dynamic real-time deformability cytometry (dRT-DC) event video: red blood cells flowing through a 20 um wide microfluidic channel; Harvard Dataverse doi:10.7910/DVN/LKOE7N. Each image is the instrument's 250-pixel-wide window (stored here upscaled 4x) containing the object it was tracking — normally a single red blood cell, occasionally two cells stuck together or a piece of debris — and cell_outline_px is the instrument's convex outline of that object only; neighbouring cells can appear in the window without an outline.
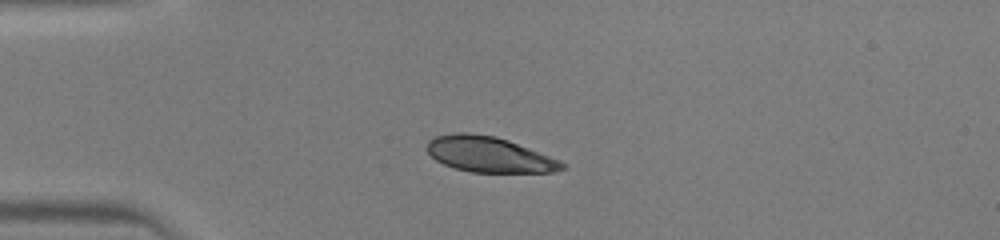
{"species": "human", "species_latin": "Homo sapiens", "temperature_condition": "warm", "stored_images_in_passage": 35, "camera_frame_rate_fps": 3000, "um_per_image_px": 0.085, "donor": {"sex": "male"}, "frame": {"image": 1, "passage_image": 1, "time_ms": 0.0, "image_size_px": [1000, 240], "cell_outline_px": [[568, 168], [552, 172], [472, 172], [452, 168], [436, 160], [428, 152], [428, 140], [436, 136], [456, 132], [468, 132], [496, 136], [508, 140], [560, 160]], "centroid_in_image_um": [41.57, 13.13], "position_along_channel_um": 43.4, "area_um2": 27.92}}
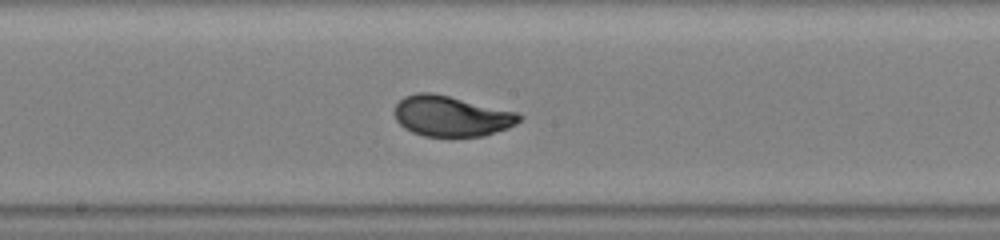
{"frame": {"image": 2, "passage_image": 14, "time_ms": 4.333, "image_size_px": [1000, 240], "cell_outline_px": [[524, 116], [516, 124], [508, 128], [484, 136], [424, 136], [412, 132], [404, 128], [396, 120], [392, 112], [396, 104], [404, 96], [416, 92], [432, 92], [520, 112]], "centroid_in_image_um": [38.36, 9.86], "position_along_channel_um": 209.8, "area_um2": 29.88}}
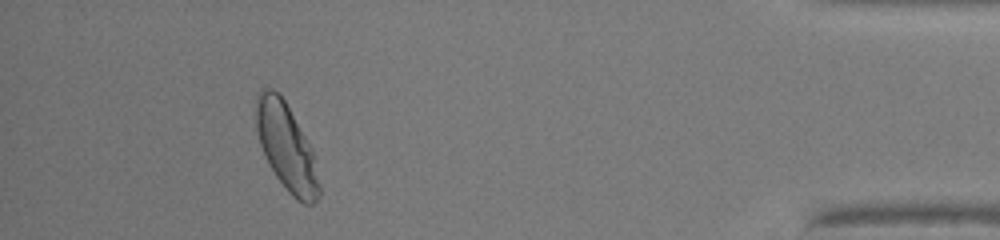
{"frame": {"image": 3, "passage_image": 31, "time_ms": 10.0, "image_size_px": [1000, 240], "cell_outline_px": [[320, 196], [312, 204], [304, 204], [296, 200], [288, 192], [276, 176], [268, 164], [264, 156], [260, 144], [256, 128], [256, 92], [260, 88], [272, 88], [280, 92], [312, 148], [320, 184]], "centroid_in_image_um": [24.33, 12.48], "position_along_channel_um": 410.9, "area_um2": 32.25}}